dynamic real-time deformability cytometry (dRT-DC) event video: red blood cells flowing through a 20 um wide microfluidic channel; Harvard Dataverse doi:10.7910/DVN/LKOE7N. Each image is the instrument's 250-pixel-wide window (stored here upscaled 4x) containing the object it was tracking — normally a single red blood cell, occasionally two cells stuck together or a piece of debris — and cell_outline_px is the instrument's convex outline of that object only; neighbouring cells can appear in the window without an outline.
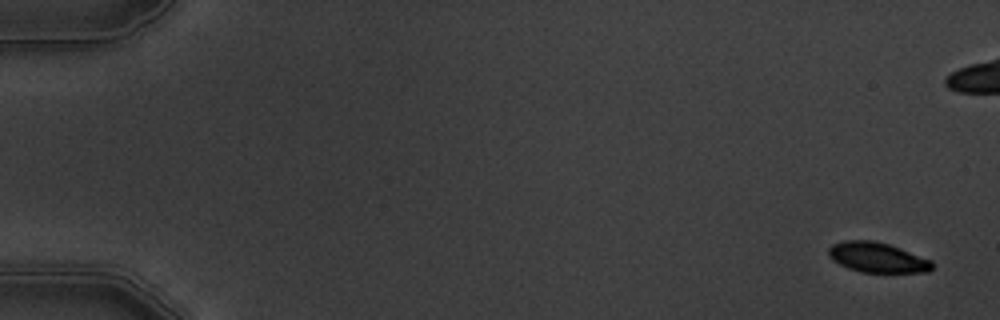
{"species": "common noctule bat (a hibernating species)", "species_latin": "Nyctalus noctula", "temperature_condition": "warm", "stored_images_in_passage": 8, "camera_frame_rate_fps": 3000, "um_per_image_px": 0.085, "animal": {"sex": "male", "body_mass_g": 19.5, "forearm_length_mm": 54.6}, "frame": {"image": 1, "passage_image": 1, "time_ms": 0.0, "image_size_px": [1000, 320], "cell_outline_px": [[932, 268], [928, 272], [860, 272], [848, 268], [832, 260], [828, 256], [828, 248], [832, 244], [844, 240], [872, 240], [888, 244], [932, 260]], "centroid_in_image_um": [74.53, 21.88], "position_along_channel_um": 10.5, "area_um2": 18.09}}